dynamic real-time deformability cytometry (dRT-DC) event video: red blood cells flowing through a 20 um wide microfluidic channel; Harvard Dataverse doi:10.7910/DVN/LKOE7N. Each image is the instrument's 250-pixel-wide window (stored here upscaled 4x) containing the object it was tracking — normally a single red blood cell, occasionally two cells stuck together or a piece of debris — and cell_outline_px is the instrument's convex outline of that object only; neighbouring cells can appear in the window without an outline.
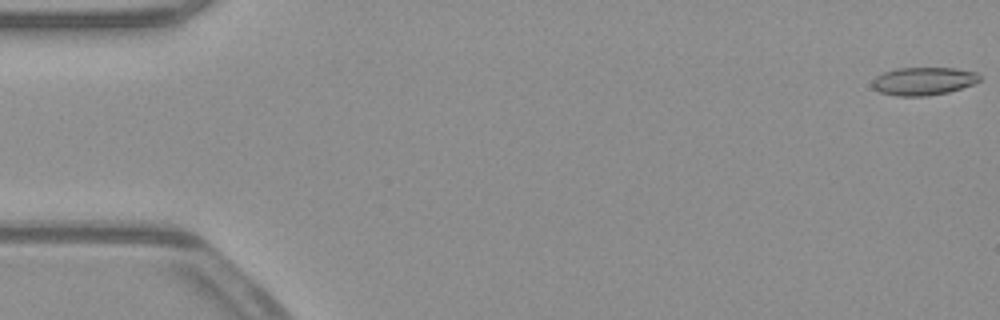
{"species": "common noctule bat (a hibernating species)", "species_latin": "Nyctalus noctula", "temperature_condition": "warm", "stored_images_in_passage": 48, "camera_frame_rate_fps": 3000, "um_per_image_px": 0.085, "animal": {"sex": "male", "body_mass_g": 23.1, "forearm_length_mm": 52.7}, "frame": {"image": 1, "passage_image": 1, "time_ms": 0.0, "image_size_px": [1000, 320], "cell_outline_px": [[980, 80], [972, 84], [948, 92], [928, 96], [896, 96], [880, 92], [872, 88], [872, 80], [876, 76], [884, 72], [896, 68], [956, 68], [976, 72], [980, 76]], "centroid_in_image_um": [78.46, 6.9], "position_along_channel_um": 6.5, "area_um2": 17.51}}
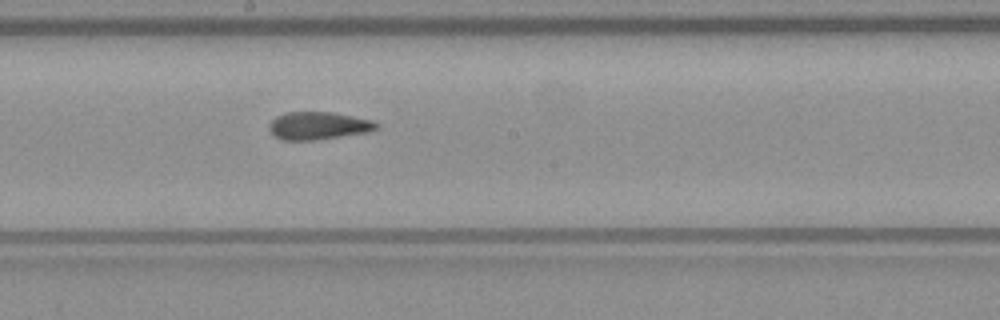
{"frame": {"image": 2, "passage_image": 29, "time_ms": 9.333, "image_size_px": [1000, 320], "cell_outline_px": [[380, 124], [372, 132], [316, 140], [280, 140], [268, 128], [268, 124], [276, 116], [288, 112], [332, 112], [372, 120]], "centroid_in_image_um": [27.08, 10.69], "position_along_channel_um": 221.1, "area_um2": 17.46}}
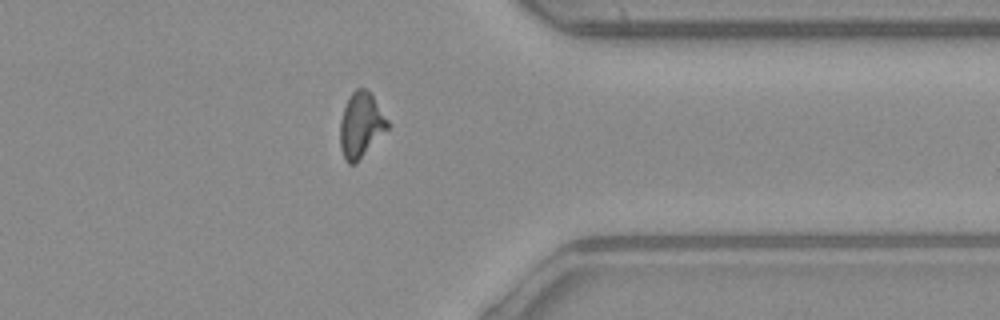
{"frame": {"image": 3, "passage_image": 42, "time_ms": 13.667, "image_size_px": [1000, 320], "cell_outline_px": [[392, 124], [356, 164], [348, 164], [344, 160], [340, 148], [340, 120], [348, 96], [356, 88], [364, 88], [372, 96]], "centroid_in_image_um": [30.68, 10.66], "position_along_channel_um": 380.7, "area_um2": 18.21}, "authors_computed_cell_mechanics": {"area_um2": 17.8602, "velocity_mm_per_s": 3.933, "shape_relaxation_time_tau1_ms": null, "shape_relaxation_time_tau2_ms": 2.341, "deformation_change_tau1": null, "deformation_change_tau2": 0.0871}}